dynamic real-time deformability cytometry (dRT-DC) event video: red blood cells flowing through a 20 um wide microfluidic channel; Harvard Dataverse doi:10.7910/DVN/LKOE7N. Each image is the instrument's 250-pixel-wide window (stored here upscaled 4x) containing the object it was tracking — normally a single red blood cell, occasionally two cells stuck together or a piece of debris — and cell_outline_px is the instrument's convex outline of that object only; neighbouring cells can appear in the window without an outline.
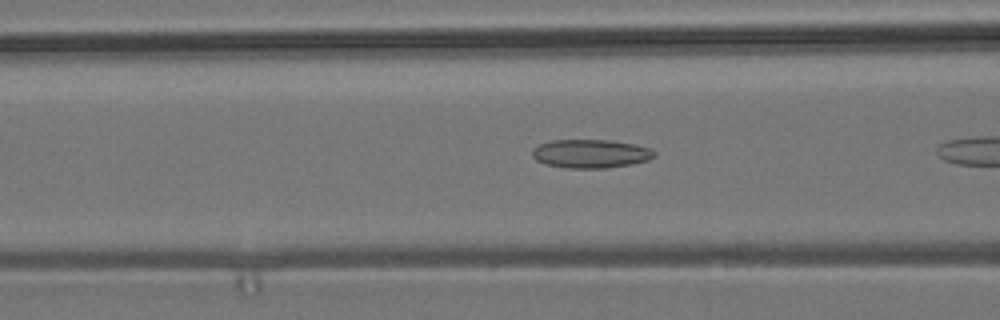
{"species": "common noctule bat (a hibernating species)", "species_latin": "Nyctalus noctula", "temperature_condition": "room temperature", "stored_images_in_passage": 22, "camera_frame_rate_fps": 3000, "um_per_image_px": 0.085, "animal": {"sex": "male", "body_mass_g": 19.2, "forearm_length_mm": 51.8}, "frame": {"image": 1, "passage_image": 16, "time_ms": 5.0, "image_size_px": [1000, 320], "cell_outline_px": [[656, 156], [648, 160], [632, 164], [608, 168], [568, 168], [544, 164], [536, 160], [532, 156], [532, 148], [540, 144], [552, 140], [608, 140], [636, 144], [648, 148], [656, 152]], "centroid_in_image_um": [50.2, 13.07], "position_along_channel_um": 116.4, "area_um2": 20.46}}
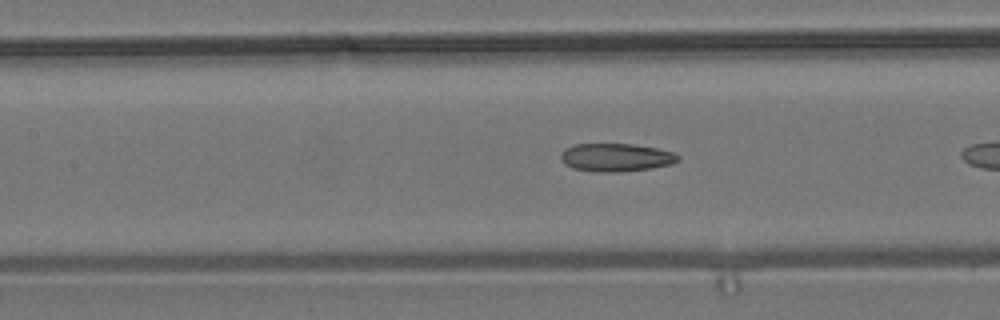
{"frame": {"image": 2, "passage_image": 19, "time_ms": 6.0, "image_size_px": [1000, 320], "cell_outline_px": [[680, 160], [672, 164], [652, 168], [620, 172], [596, 172], [572, 168], [564, 164], [560, 160], [560, 152], [564, 148], [576, 144], [636, 144], [676, 152], [680, 156]], "centroid_in_image_um": [52.36, 13.38], "position_along_channel_um": 155.0, "area_um2": 19.59}}